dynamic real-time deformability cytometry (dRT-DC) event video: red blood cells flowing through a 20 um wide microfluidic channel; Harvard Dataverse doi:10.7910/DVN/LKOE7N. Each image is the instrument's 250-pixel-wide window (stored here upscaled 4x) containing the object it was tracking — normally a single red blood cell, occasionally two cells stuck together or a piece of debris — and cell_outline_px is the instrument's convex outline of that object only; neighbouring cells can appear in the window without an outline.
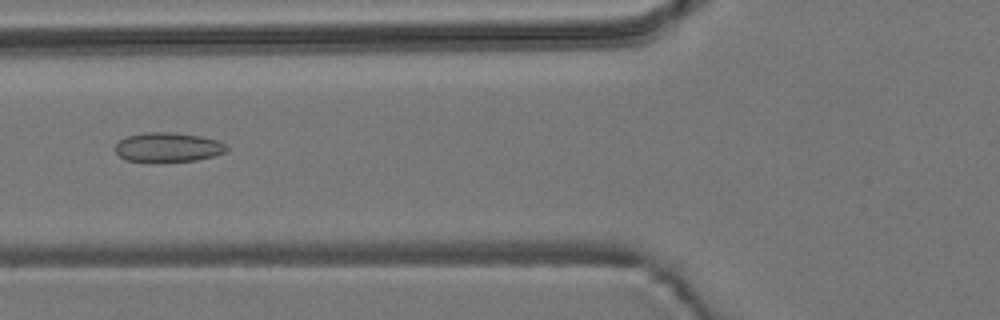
{"species": "common noctule bat (a hibernating species)", "species_latin": "Nyctalus noctula", "temperature_condition": "room temperature", "stored_images_in_passage": 7, "camera_frame_rate_fps": 3000, "um_per_image_px": 0.085, "animal": {"sex": "male", "body_mass_g": 19.2, "forearm_length_mm": 51.8}, "frame": {"image": 1, "passage_image": 6, "time_ms": 5.667, "image_size_px": [1000, 320], "cell_outline_px": [[228, 148], [224, 152], [212, 156], [196, 160], [124, 160], [116, 152], [116, 144], [120, 140], [128, 136], [144, 132], [172, 132], [200, 136], [220, 140], [228, 144]], "centroid_in_image_um": [14.32, 12.48], "position_along_channel_um": 111.5, "area_um2": 18.67}}
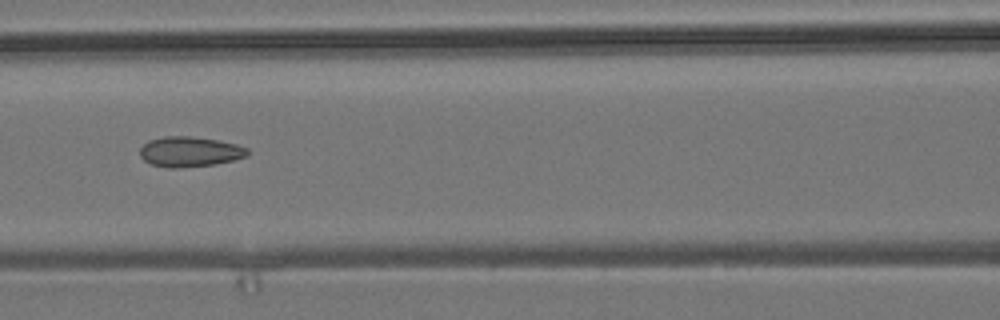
{"frame": {"image": 2, "passage_image": 7, "time_ms": 6.667, "image_size_px": [1000, 320], "cell_outline_px": [[252, 152], [248, 156], [232, 160], [212, 164], [180, 168], [168, 168], [148, 164], [140, 156], [140, 148], [148, 140], [164, 136], [188, 136], [216, 140], [236, 144], [248, 148]], "centroid_in_image_um": [16.11, 12.9], "position_along_channel_um": 150.5, "area_um2": 19.02}}